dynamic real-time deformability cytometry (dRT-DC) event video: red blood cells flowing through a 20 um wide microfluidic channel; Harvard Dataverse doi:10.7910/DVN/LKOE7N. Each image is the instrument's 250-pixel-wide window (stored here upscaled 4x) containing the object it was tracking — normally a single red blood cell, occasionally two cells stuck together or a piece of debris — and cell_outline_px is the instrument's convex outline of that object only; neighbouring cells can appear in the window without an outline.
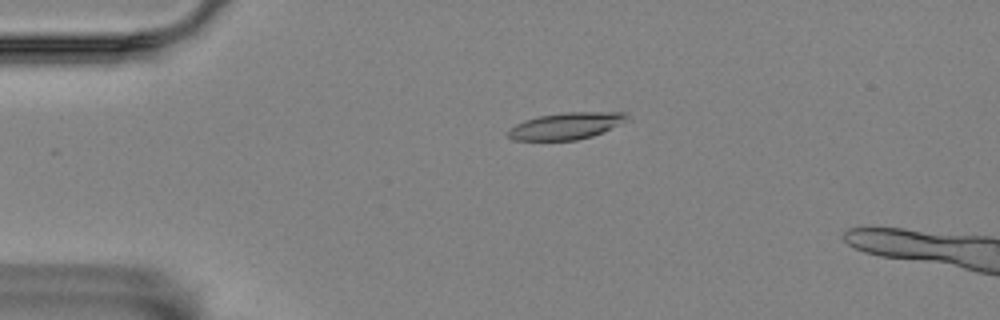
{"species": "Egyptian fruit bat (a non-hibernating species)", "species_latin": "Rousettus aegyptiacus", "temperature_condition": "room temperature", "stored_images_in_passage": 6, "camera_frame_rate_fps": 3000, "um_per_image_px": 0.085, "animal": {"sex": "female"}, "frame": {"image": 1, "passage_image": 1, "time_ms": 0.0, "image_size_px": [1000, 320], "cell_outline_px": [[628, 116], [624, 120], [592, 136], [576, 140], [512, 140], [508, 136], [508, 132], [516, 124], [524, 120], [540, 116], [564, 112], [624, 112]], "centroid_in_image_um": [48.05, 10.7], "position_along_channel_um": 37.0, "area_um2": 17.98}}